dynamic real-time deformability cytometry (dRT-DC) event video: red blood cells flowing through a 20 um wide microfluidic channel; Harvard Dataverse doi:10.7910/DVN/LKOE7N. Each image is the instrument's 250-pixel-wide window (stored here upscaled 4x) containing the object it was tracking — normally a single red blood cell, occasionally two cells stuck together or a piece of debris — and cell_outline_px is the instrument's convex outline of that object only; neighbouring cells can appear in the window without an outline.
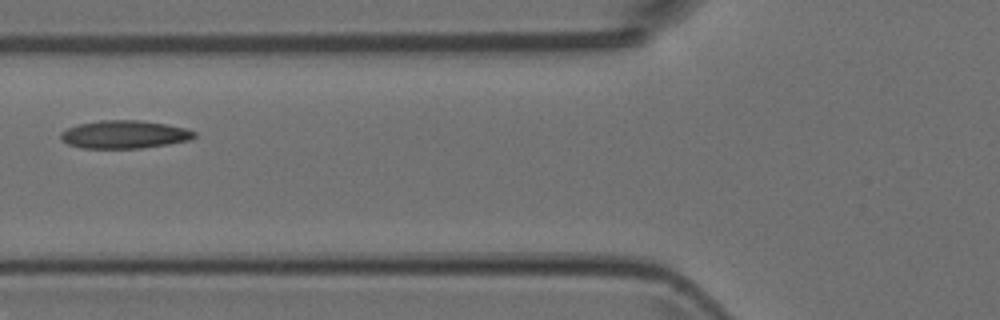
{"species": "Egyptian fruit bat (a non-hibernating species)", "species_latin": "Rousettus aegyptiacus", "temperature_condition": "room temperature", "stored_images_in_passage": 2, "camera_frame_rate_fps": 3000, "um_per_image_px": 0.085, "animal": {"sex": "female"}, "frame": {"image": 1, "passage_image": 2, "time_ms": 0.333, "image_size_px": [1000, 320], "cell_outline_px": [[196, 136], [188, 140], [168, 144], [140, 148], [80, 148], [68, 144], [60, 140], [60, 132], [76, 124], [100, 120], [140, 120], [164, 124], [184, 128], [196, 132]], "centroid_in_image_um": [10.51, 11.43], "position_along_channel_um": 115.3, "area_um2": 21.79}}